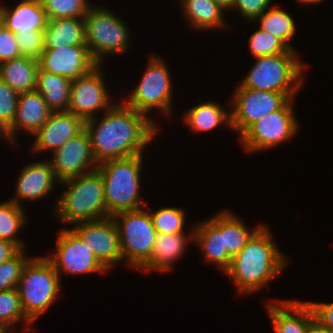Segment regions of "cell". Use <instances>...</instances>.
Instances as JSON below:
<instances>
[{"label": "cell", "instance_id": "12", "mask_svg": "<svg viewBox=\"0 0 333 333\" xmlns=\"http://www.w3.org/2000/svg\"><path fill=\"white\" fill-rule=\"evenodd\" d=\"M55 255L46 256L58 273L81 275L108 270L99 262L94 253L88 248L71 229H61L57 233Z\"/></svg>", "mask_w": 333, "mask_h": 333}, {"label": "cell", "instance_id": "30", "mask_svg": "<svg viewBox=\"0 0 333 333\" xmlns=\"http://www.w3.org/2000/svg\"><path fill=\"white\" fill-rule=\"evenodd\" d=\"M260 22V29L267 31L280 39L290 50L293 49L289 41L296 33V24L294 19L286 11L270 7L255 22Z\"/></svg>", "mask_w": 333, "mask_h": 333}, {"label": "cell", "instance_id": "44", "mask_svg": "<svg viewBox=\"0 0 333 333\" xmlns=\"http://www.w3.org/2000/svg\"><path fill=\"white\" fill-rule=\"evenodd\" d=\"M313 333H333V330L325 328L314 321Z\"/></svg>", "mask_w": 333, "mask_h": 333}, {"label": "cell", "instance_id": "7", "mask_svg": "<svg viewBox=\"0 0 333 333\" xmlns=\"http://www.w3.org/2000/svg\"><path fill=\"white\" fill-rule=\"evenodd\" d=\"M83 18L86 45L97 64L102 65L106 55H118L129 48V27L110 9L92 5Z\"/></svg>", "mask_w": 333, "mask_h": 333}, {"label": "cell", "instance_id": "16", "mask_svg": "<svg viewBox=\"0 0 333 333\" xmlns=\"http://www.w3.org/2000/svg\"><path fill=\"white\" fill-rule=\"evenodd\" d=\"M38 62L42 70L70 80L86 75L98 65L91 57L87 45L44 48Z\"/></svg>", "mask_w": 333, "mask_h": 333}, {"label": "cell", "instance_id": "42", "mask_svg": "<svg viewBox=\"0 0 333 333\" xmlns=\"http://www.w3.org/2000/svg\"><path fill=\"white\" fill-rule=\"evenodd\" d=\"M20 250L16 244L0 239V264L14 257Z\"/></svg>", "mask_w": 333, "mask_h": 333}, {"label": "cell", "instance_id": "26", "mask_svg": "<svg viewBox=\"0 0 333 333\" xmlns=\"http://www.w3.org/2000/svg\"><path fill=\"white\" fill-rule=\"evenodd\" d=\"M70 83L69 78L44 71L39 67L35 90L41 94L53 112L68 111Z\"/></svg>", "mask_w": 333, "mask_h": 333}, {"label": "cell", "instance_id": "6", "mask_svg": "<svg viewBox=\"0 0 333 333\" xmlns=\"http://www.w3.org/2000/svg\"><path fill=\"white\" fill-rule=\"evenodd\" d=\"M61 280L46 256L32 257L17 286L25 316L33 323L56 301Z\"/></svg>", "mask_w": 333, "mask_h": 333}, {"label": "cell", "instance_id": "4", "mask_svg": "<svg viewBox=\"0 0 333 333\" xmlns=\"http://www.w3.org/2000/svg\"><path fill=\"white\" fill-rule=\"evenodd\" d=\"M142 154L123 159L105 161L97 169L103 177L107 217L142 209L146 203L139 193ZM143 204V205H142Z\"/></svg>", "mask_w": 333, "mask_h": 333}, {"label": "cell", "instance_id": "8", "mask_svg": "<svg viewBox=\"0 0 333 333\" xmlns=\"http://www.w3.org/2000/svg\"><path fill=\"white\" fill-rule=\"evenodd\" d=\"M112 218L120 236L122 261L129 267L140 269L153 253L157 234L149 209L123 211Z\"/></svg>", "mask_w": 333, "mask_h": 333}, {"label": "cell", "instance_id": "5", "mask_svg": "<svg viewBox=\"0 0 333 333\" xmlns=\"http://www.w3.org/2000/svg\"><path fill=\"white\" fill-rule=\"evenodd\" d=\"M297 57L295 50L257 57L240 85L248 89L296 94L304 83V64Z\"/></svg>", "mask_w": 333, "mask_h": 333}, {"label": "cell", "instance_id": "41", "mask_svg": "<svg viewBox=\"0 0 333 333\" xmlns=\"http://www.w3.org/2000/svg\"><path fill=\"white\" fill-rule=\"evenodd\" d=\"M307 303L311 306L315 321L328 329L333 330V303H323V302H309Z\"/></svg>", "mask_w": 333, "mask_h": 333}, {"label": "cell", "instance_id": "15", "mask_svg": "<svg viewBox=\"0 0 333 333\" xmlns=\"http://www.w3.org/2000/svg\"><path fill=\"white\" fill-rule=\"evenodd\" d=\"M52 158L50 162L59 182L89 173L98 167L85 129L55 150Z\"/></svg>", "mask_w": 333, "mask_h": 333}, {"label": "cell", "instance_id": "37", "mask_svg": "<svg viewBox=\"0 0 333 333\" xmlns=\"http://www.w3.org/2000/svg\"><path fill=\"white\" fill-rule=\"evenodd\" d=\"M18 97L19 94L0 79V130L3 133L15 119Z\"/></svg>", "mask_w": 333, "mask_h": 333}, {"label": "cell", "instance_id": "10", "mask_svg": "<svg viewBox=\"0 0 333 333\" xmlns=\"http://www.w3.org/2000/svg\"><path fill=\"white\" fill-rule=\"evenodd\" d=\"M230 105L231 128L239 137L255 122L271 112L282 109L297 94H283L278 92L263 91L236 87Z\"/></svg>", "mask_w": 333, "mask_h": 333}, {"label": "cell", "instance_id": "27", "mask_svg": "<svg viewBox=\"0 0 333 333\" xmlns=\"http://www.w3.org/2000/svg\"><path fill=\"white\" fill-rule=\"evenodd\" d=\"M189 25L198 30L222 29L227 27L223 17L225 11L213 0H180Z\"/></svg>", "mask_w": 333, "mask_h": 333}, {"label": "cell", "instance_id": "22", "mask_svg": "<svg viewBox=\"0 0 333 333\" xmlns=\"http://www.w3.org/2000/svg\"><path fill=\"white\" fill-rule=\"evenodd\" d=\"M193 229V238L199 245L206 261L214 262L225 272L232 258L227 251H223V242L221 235V212L215 216L198 223Z\"/></svg>", "mask_w": 333, "mask_h": 333}, {"label": "cell", "instance_id": "11", "mask_svg": "<svg viewBox=\"0 0 333 333\" xmlns=\"http://www.w3.org/2000/svg\"><path fill=\"white\" fill-rule=\"evenodd\" d=\"M293 99L282 109L265 115L251 125L239 138L246 152L268 150L294 137L298 122Z\"/></svg>", "mask_w": 333, "mask_h": 333}, {"label": "cell", "instance_id": "23", "mask_svg": "<svg viewBox=\"0 0 333 333\" xmlns=\"http://www.w3.org/2000/svg\"><path fill=\"white\" fill-rule=\"evenodd\" d=\"M163 234L157 233L150 259L140 268L144 271H170L174 261L186 251L188 241H194L193 233Z\"/></svg>", "mask_w": 333, "mask_h": 333}, {"label": "cell", "instance_id": "14", "mask_svg": "<svg viewBox=\"0 0 333 333\" xmlns=\"http://www.w3.org/2000/svg\"><path fill=\"white\" fill-rule=\"evenodd\" d=\"M71 230L87 244L107 270L122 262L120 236L112 217L77 223Z\"/></svg>", "mask_w": 333, "mask_h": 333}, {"label": "cell", "instance_id": "36", "mask_svg": "<svg viewBox=\"0 0 333 333\" xmlns=\"http://www.w3.org/2000/svg\"><path fill=\"white\" fill-rule=\"evenodd\" d=\"M24 251L21 249L14 257L0 264V291L17 288L23 268L29 260Z\"/></svg>", "mask_w": 333, "mask_h": 333}, {"label": "cell", "instance_id": "18", "mask_svg": "<svg viewBox=\"0 0 333 333\" xmlns=\"http://www.w3.org/2000/svg\"><path fill=\"white\" fill-rule=\"evenodd\" d=\"M275 303L266 306L275 333H313L315 317L307 301L275 300Z\"/></svg>", "mask_w": 333, "mask_h": 333}, {"label": "cell", "instance_id": "35", "mask_svg": "<svg viewBox=\"0 0 333 333\" xmlns=\"http://www.w3.org/2000/svg\"><path fill=\"white\" fill-rule=\"evenodd\" d=\"M248 44L255 58L287 53L290 50L280 39L260 28L249 37Z\"/></svg>", "mask_w": 333, "mask_h": 333}, {"label": "cell", "instance_id": "47", "mask_svg": "<svg viewBox=\"0 0 333 333\" xmlns=\"http://www.w3.org/2000/svg\"><path fill=\"white\" fill-rule=\"evenodd\" d=\"M0 136L4 137V133L0 130Z\"/></svg>", "mask_w": 333, "mask_h": 333}, {"label": "cell", "instance_id": "9", "mask_svg": "<svg viewBox=\"0 0 333 333\" xmlns=\"http://www.w3.org/2000/svg\"><path fill=\"white\" fill-rule=\"evenodd\" d=\"M165 64L159 56L151 55L138 86L122 101L145 115L156 108L164 115H172L173 89Z\"/></svg>", "mask_w": 333, "mask_h": 333}, {"label": "cell", "instance_id": "20", "mask_svg": "<svg viewBox=\"0 0 333 333\" xmlns=\"http://www.w3.org/2000/svg\"><path fill=\"white\" fill-rule=\"evenodd\" d=\"M16 182V197L10 199L22 206L21 200H39L52 192L54 183L59 182L50 161H36L22 168ZM15 198V199H14Z\"/></svg>", "mask_w": 333, "mask_h": 333}, {"label": "cell", "instance_id": "31", "mask_svg": "<svg viewBox=\"0 0 333 333\" xmlns=\"http://www.w3.org/2000/svg\"><path fill=\"white\" fill-rule=\"evenodd\" d=\"M22 206L13 201L0 203V239L16 244L20 249H24L25 243L16 238V235L24 227L25 217Z\"/></svg>", "mask_w": 333, "mask_h": 333}, {"label": "cell", "instance_id": "45", "mask_svg": "<svg viewBox=\"0 0 333 333\" xmlns=\"http://www.w3.org/2000/svg\"><path fill=\"white\" fill-rule=\"evenodd\" d=\"M322 0H297V2H299L300 4L306 5V4H317L320 3Z\"/></svg>", "mask_w": 333, "mask_h": 333}, {"label": "cell", "instance_id": "2", "mask_svg": "<svg viewBox=\"0 0 333 333\" xmlns=\"http://www.w3.org/2000/svg\"><path fill=\"white\" fill-rule=\"evenodd\" d=\"M271 234L263 225L224 272L234 281L239 293L250 294L266 287L286 266L288 259L277 249Z\"/></svg>", "mask_w": 333, "mask_h": 333}, {"label": "cell", "instance_id": "19", "mask_svg": "<svg viewBox=\"0 0 333 333\" xmlns=\"http://www.w3.org/2000/svg\"><path fill=\"white\" fill-rule=\"evenodd\" d=\"M52 112L38 91L19 94L15 119L4 132V138L12 144L16 143V131L20 129L26 130L32 136L49 119Z\"/></svg>", "mask_w": 333, "mask_h": 333}, {"label": "cell", "instance_id": "21", "mask_svg": "<svg viewBox=\"0 0 333 333\" xmlns=\"http://www.w3.org/2000/svg\"><path fill=\"white\" fill-rule=\"evenodd\" d=\"M0 22L16 34L43 31L48 18L40 0H22L14 9L0 6Z\"/></svg>", "mask_w": 333, "mask_h": 333}, {"label": "cell", "instance_id": "43", "mask_svg": "<svg viewBox=\"0 0 333 333\" xmlns=\"http://www.w3.org/2000/svg\"><path fill=\"white\" fill-rule=\"evenodd\" d=\"M213 1L224 10H232L235 0H213Z\"/></svg>", "mask_w": 333, "mask_h": 333}, {"label": "cell", "instance_id": "13", "mask_svg": "<svg viewBox=\"0 0 333 333\" xmlns=\"http://www.w3.org/2000/svg\"><path fill=\"white\" fill-rule=\"evenodd\" d=\"M101 65H96L86 75L71 80L68 112L84 121L97 116L96 111H108L114 104L110 101Z\"/></svg>", "mask_w": 333, "mask_h": 333}, {"label": "cell", "instance_id": "1", "mask_svg": "<svg viewBox=\"0 0 333 333\" xmlns=\"http://www.w3.org/2000/svg\"><path fill=\"white\" fill-rule=\"evenodd\" d=\"M158 128L152 118L122 101L114 103L101 120L94 117L85 121V130L98 165L142 154L157 135Z\"/></svg>", "mask_w": 333, "mask_h": 333}, {"label": "cell", "instance_id": "24", "mask_svg": "<svg viewBox=\"0 0 333 333\" xmlns=\"http://www.w3.org/2000/svg\"><path fill=\"white\" fill-rule=\"evenodd\" d=\"M44 48L86 45L83 17L48 20L43 30Z\"/></svg>", "mask_w": 333, "mask_h": 333}, {"label": "cell", "instance_id": "25", "mask_svg": "<svg viewBox=\"0 0 333 333\" xmlns=\"http://www.w3.org/2000/svg\"><path fill=\"white\" fill-rule=\"evenodd\" d=\"M39 62L36 59L21 56L0 63V79L17 94L35 90Z\"/></svg>", "mask_w": 333, "mask_h": 333}, {"label": "cell", "instance_id": "3", "mask_svg": "<svg viewBox=\"0 0 333 333\" xmlns=\"http://www.w3.org/2000/svg\"><path fill=\"white\" fill-rule=\"evenodd\" d=\"M58 184L67 187L54 206L62 223L75 225L107 218L103 177L98 169Z\"/></svg>", "mask_w": 333, "mask_h": 333}, {"label": "cell", "instance_id": "46", "mask_svg": "<svg viewBox=\"0 0 333 333\" xmlns=\"http://www.w3.org/2000/svg\"><path fill=\"white\" fill-rule=\"evenodd\" d=\"M0 333H9L4 328L0 327Z\"/></svg>", "mask_w": 333, "mask_h": 333}, {"label": "cell", "instance_id": "29", "mask_svg": "<svg viewBox=\"0 0 333 333\" xmlns=\"http://www.w3.org/2000/svg\"><path fill=\"white\" fill-rule=\"evenodd\" d=\"M258 225L251 230L238 216L234 215V213L228 210H221L223 251H227L231 258L235 257L245 247L252 236L263 226L261 224Z\"/></svg>", "mask_w": 333, "mask_h": 333}, {"label": "cell", "instance_id": "32", "mask_svg": "<svg viewBox=\"0 0 333 333\" xmlns=\"http://www.w3.org/2000/svg\"><path fill=\"white\" fill-rule=\"evenodd\" d=\"M19 321H24L28 329L32 323L24 314L17 288L0 291V327L13 333Z\"/></svg>", "mask_w": 333, "mask_h": 333}, {"label": "cell", "instance_id": "33", "mask_svg": "<svg viewBox=\"0 0 333 333\" xmlns=\"http://www.w3.org/2000/svg\"><path fill=\"white\" fill-rule=\"evenodd\" d=\"M185 210L177 207H162L156 211L149 210L153 226L157 233L176 234L184 232Z\"/></svg>", "mask_w": 333, "mask_h": 333}, {"label": "cell", "instance_id": "39", "mask_svg": "<svg viewBox=\"0 0 333 333\" xmlns=\"http://www.w3.org/2000/svg\"><path fill=\"white\" fill-rule=\"evenodd\" d=\"M21 56L15 34L0 22V63Z\"/></svg>", "mask_w": 333, "mask_h": 333}, {"label": "cell", "instance_id": "17", "mask_svg": "<svg viewBox=\"0 0 333 333\" xmlns=\"http://www.w3.org/2000/svg\"><path fill=\"white\" fill-rule=\"evenodd\" d=\"M85 129V121L68 111L52 112L49 119L33 134V152L59 149Z\"/></svg>", "mask_w": 333, "mask_h": 333}, {"label": "cell", "instance_id": "28", "mask_svg": "<svg viewBox=\"0 0 333 333\" xmlns=\"http://www.w3.org/2000/svg\"><path fill=\"white\" fill-rule=\"evenodd\" d=\"M184 121L195 132L211 131L222 124L231 129V113L213 101L193 106L185 112Z\"/></svg>", "mask_w": 333, "mask_h": 333}, {"label": "cell", "instance_id": "38", "mask_svg": "<svg viewBox=\"0 0 333 333\" xmlns=\"http://www.w3.org/2000/svg\"><path fill=\"white\" fill-rule=\"evenodd\" d=\"M15 38L22 56L39 60L44 50L43 31L19 32Z\"/></svg>", "mask_w": 333, "mask_h": 333}, {"label": "cell", "instance_id": "34", "mask_svg": "<svg viewBox=\"0 0 333 333\" xmlns=\"http://www.w3.org/2000/svg\"><path fill=\"white\" fill-rule=\"evenodd\" d=\"M48 20L84 17L92 6L88 0H40Z\"/></svg>", "mask_w": 333, "mask_h": 333}, {"label": "cell", "instance_id": "40", "mask_svg": "<svg viewBox=\"0 0 333 333\" xmlns=\"http://www.w3.org/2000/svg\"><path fill=\"white\" fill-rule=\"evenodd\" d=\"M271 0H235L233 9H237L239 13L248 21H255L270 7Z\"/></svg>", "mask_w": 333, "mask_h": 333}]
</instances>
